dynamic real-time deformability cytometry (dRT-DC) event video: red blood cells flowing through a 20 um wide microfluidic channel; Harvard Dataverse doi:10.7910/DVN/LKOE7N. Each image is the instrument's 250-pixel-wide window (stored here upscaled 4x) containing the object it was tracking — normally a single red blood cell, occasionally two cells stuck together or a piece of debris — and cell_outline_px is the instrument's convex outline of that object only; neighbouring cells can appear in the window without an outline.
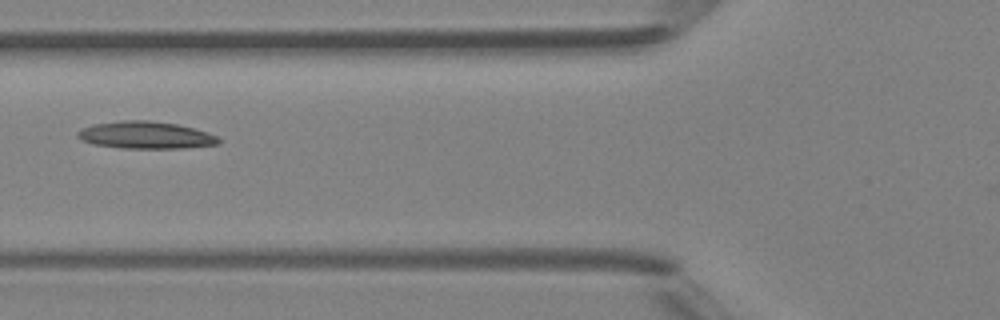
{"species": "Egyptian fruit bat (a non-hibernating species)", "species_latin": "Rousettus aegyptiacus", "temperature_condition": "room temperature", "stored_images_in_passage": 4, "camera_frame_rate_fps": 3000, "um_per_image_px": 0.085, "animal": {"sex": "female"}, "frame": {"image": 1, "passage_image": 4, "time_ms": 3.333, "image_size_px": [1000, 320], "cell_outline_px": [[220, 144], [184, 148], [120, 148], [92, 144], [80, 140], [76, 136], [76, 132], [92, 124], [120, 120], [148, 120], [176, 124], [208, 132], [216, 136], [220, 140]], "centroid_in_image_um": [12.34, 11.49], "position_along_channel_um": 113.5, "area_um2": 22.48}}